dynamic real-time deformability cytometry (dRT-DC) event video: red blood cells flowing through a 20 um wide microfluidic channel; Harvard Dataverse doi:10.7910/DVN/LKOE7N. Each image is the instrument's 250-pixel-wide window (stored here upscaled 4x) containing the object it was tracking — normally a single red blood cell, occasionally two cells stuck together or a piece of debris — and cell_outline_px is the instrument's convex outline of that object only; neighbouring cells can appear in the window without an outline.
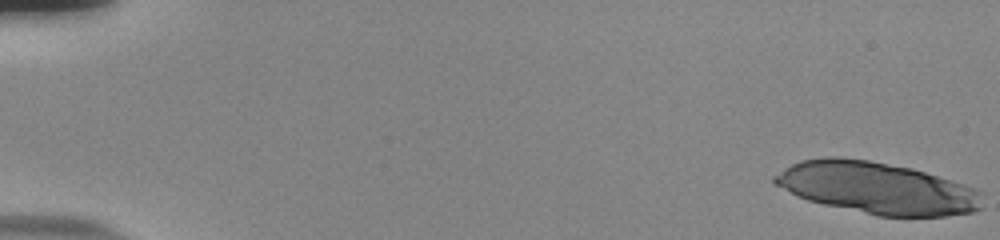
{"species": "human", "species_latin": "Homo sapiens", "temperature_condition": "room temperature", "stored_images_in_passage": 19, "camera_frame_rate_fps": 3000, "um_per_image_px": 0.085, "donor": {"sex": "male"}, "frame": {"image": 1, "passage_image": 1, "time_ms": 0.0, "image_size_px": [1000, 240], "cell_outline_px": [[984, 208], [972, 212], [944, 216], [876, 216], [824, 204], [808, 200], [796, 196], [776, 184], [772, 180], [772, 176], [784, 168], [800, 160], [824, 156], [836, 156], [868, 160], [912, 168], [964, 184], [976, 188], [984, 192]], "centroid_in_image_um": [74.58, 15.98], "position_along_channel_um": 10.4, "area_um2": 63.06}}